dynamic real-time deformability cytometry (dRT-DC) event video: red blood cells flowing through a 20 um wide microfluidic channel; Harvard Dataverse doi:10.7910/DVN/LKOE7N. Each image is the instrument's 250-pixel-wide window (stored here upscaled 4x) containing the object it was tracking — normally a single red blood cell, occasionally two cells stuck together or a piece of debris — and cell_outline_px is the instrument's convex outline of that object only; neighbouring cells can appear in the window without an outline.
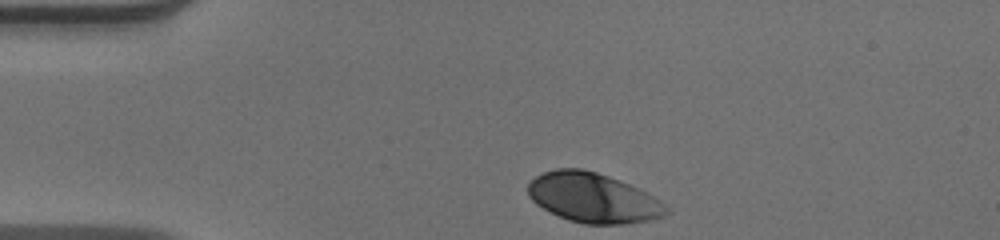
{"species": "human", "species_latin": "Homo sapiens", "temperature_condition": "warm", "stored_images_in_passage": 33, "camera_frame_rate_fps": 3000, "um_per_image_px": 0.085, "donor": {"sex": "male"}, "frame": {"image": 1, "passage_image": 1, "time_ms": 0.0, "image_size_px": [1000, 240], "cell_outline_px": [[668, 212], [664, 216], [652, 220], [620, 224], [584, 224], [568, 220], [536, 204], [528, 196], [528, 184], [536, 176], [544, 172], [556, 168], [580, 168], [596, 172], [608, 176], [628, 184], [660, 200], [668, 208]], "centroid_in_image_um": [50.4, 16.82], "position_along_channel_um": 34.6, "area_um2": 39.65}}
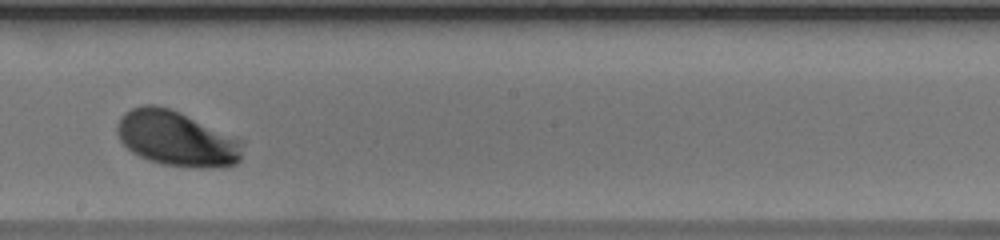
{"frame": {"image": 2, "passage_image": 20, "time_ms": 6.333, "image_size_px": [1000, 240], "cell_outline_px": [[244, 144], [240, 160], [236, 164], [216, 168], [196, 168], [164, 164], [148, 160], [132, 152], [120, 140], [116, 132], [116, 124], [120, 116], [124, 112], [132, 108], [144, 104], [156, 104], [180, 112], [244, 140]], "centroid_in_image_um": [15.02, 11.78], "position_along_channel_um": 233.2, "area_um2": 40.75}}
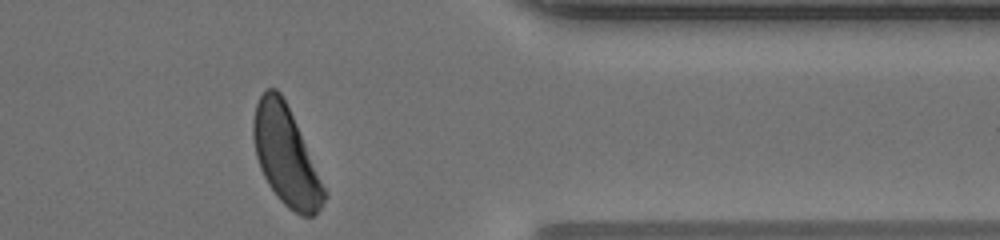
{"frame": {"image": 3, "passage_image": 33, "time_ms": 10.667, "image_size_px": [1000, 240], "cell_outline_px": [[328, 196], [320, 208], [312, 216], [300, 216], [288, 208], [276, 196], [268, 184], [260, 168], [256, 156], [252, 136], [252, 120], [256, 104], [260, 96], [268, 88], [276, 88], [280, 92], [292, 116], [328, 192]], "centroid_in_image_um": [24.29, 13.29], "position_along_channel_um": 387.1, "area_um2": 40.4}, "authors_computed_cell_mechanics": {"area_um2": 39.593, "velocity_mm_per_s": 3.8854, "shape_relaxation_time_tau1_ms": 1.6089, "shape_relaxation_time_tau2_ms": 2.5852, "deformation_change_tau1": 0.137, "deformation_change_tau2": 0.0609}}